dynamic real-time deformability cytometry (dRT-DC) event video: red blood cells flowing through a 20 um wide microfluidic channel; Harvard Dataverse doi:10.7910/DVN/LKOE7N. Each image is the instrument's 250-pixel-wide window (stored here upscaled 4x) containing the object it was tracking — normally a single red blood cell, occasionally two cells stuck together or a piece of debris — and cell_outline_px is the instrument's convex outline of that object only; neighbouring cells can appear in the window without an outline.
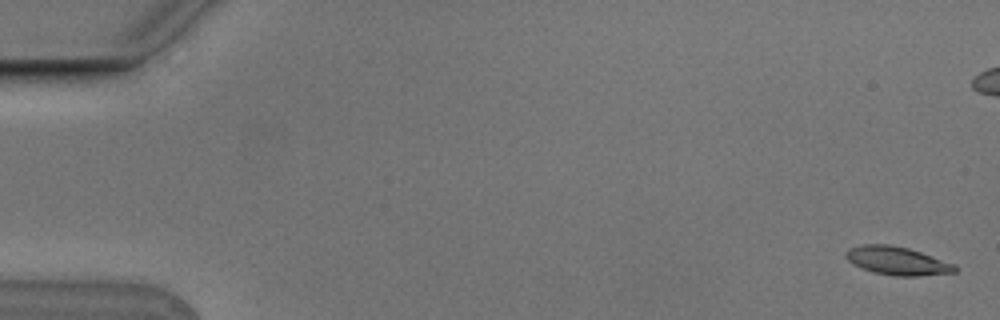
{"species": "Egyptian fruit bat (a non-hibernating species)", "species_latin": "Rousettus aegyptiacus", "temperature_condition": "cold", "stored_images_in_passage": 16, "camera_frame_rate_fps": 3000, "um_per_image_px": 0.085, "animal": {"sex": "male"}, "frame": {"image": 1, "passage_image": 1, "time_ms": 0.0, "image_size_px": [1000, 320], "cell_outline_px": [[960, 268], [956, 272], [920, 276], [896, 276], [872, 272], [848, 260], [844, 256], [844, 252], [848, 248], [860, 244], [888, 244], [908, 248], [956, 264]], "centroid_in_image_um": [76.29, 22.16], "position_along_channel_um": 8.7, "area_um2": 18.09}}
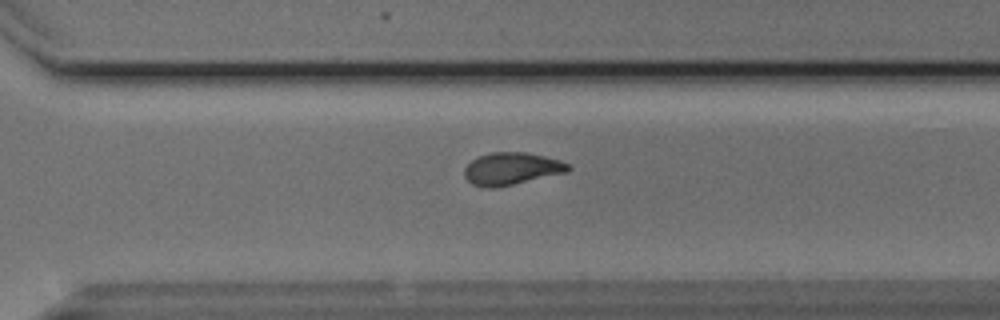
{"frame": {"image": 2, "passage_image": 12, "time_ms": 3.667, "image_size_px": [1000, 320], "cell_outline_px": [[572, 168], [568, 172], [496, 188], [488, 188], [472, 184], [464, 176], [464, 168], [476, 156], [492, 152], [524, 152], [544, 156], [560, 160], [568, 164]], "centroid_in_image_um": [43.47, 14.34], "position_along_channel_um": 327.1, "area_um2": 19.65}}
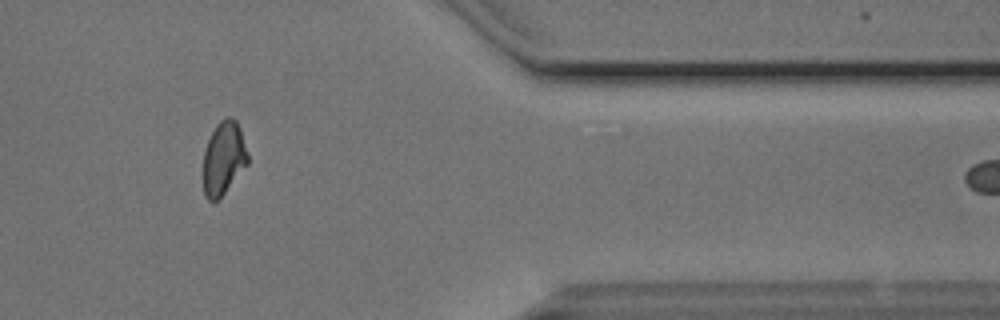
{"frame": {"image": 3, "passage_image": 14, "time_ms": 4.333, "image_size_px": [1000, 320], "cell_outline_px": [[248, 164], [224, 192], [216, 200], [208, 200], [204, 196], [204, 148], [216, 124], [224, 116], [228, 116], [236, 120], [240, 128], [248, 156]], "centroid_in_image_um": [19.0, 13.4], "position_along_channel_um": 392.4, "area_um2": 18.79}}